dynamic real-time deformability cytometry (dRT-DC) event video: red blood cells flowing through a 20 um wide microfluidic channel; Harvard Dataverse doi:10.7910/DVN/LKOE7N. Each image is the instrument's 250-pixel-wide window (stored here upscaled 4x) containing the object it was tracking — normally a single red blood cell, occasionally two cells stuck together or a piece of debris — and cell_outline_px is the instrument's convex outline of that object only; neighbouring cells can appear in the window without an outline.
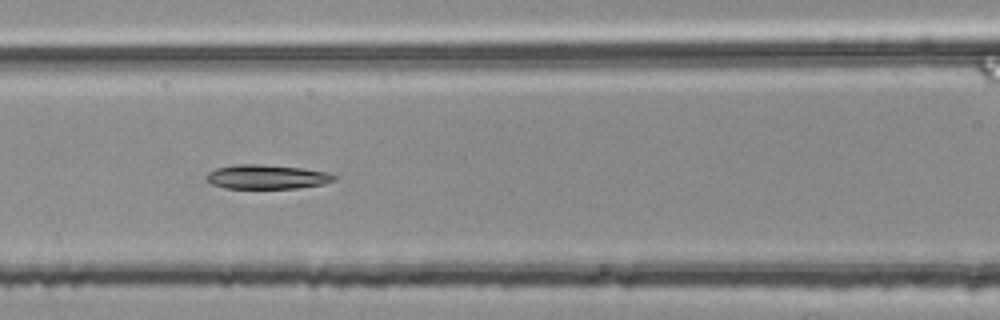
{"species": "common noctule bat (a hibernating species)", "species_latin": "Nyctalus noctula", "temperature_condition": "room temperature", "stored_images_in_passage": 12, "camera_frame_rate_fps": 3000, "um_per_image_px": 0.085, "animal": {"sex": "female", "body_mass_g": 25.1}, "frame": {"image": 1, "passage_image": 9, "time_ms": 2.667, "image_size_px": [1000, 320], "cell_outline_px": [[336, 180], [324, 184], [296, 188], [224, 188], [212, 184], [204, 176], [208, 172], [216, 168], [236, 164], [256, 164], [304, 168], [328, 172], [336, 176]], "centroid_in_image_um": [22.68, 15.03], "position_along_channel_um": 143.9, "area_um2": 18.09}}